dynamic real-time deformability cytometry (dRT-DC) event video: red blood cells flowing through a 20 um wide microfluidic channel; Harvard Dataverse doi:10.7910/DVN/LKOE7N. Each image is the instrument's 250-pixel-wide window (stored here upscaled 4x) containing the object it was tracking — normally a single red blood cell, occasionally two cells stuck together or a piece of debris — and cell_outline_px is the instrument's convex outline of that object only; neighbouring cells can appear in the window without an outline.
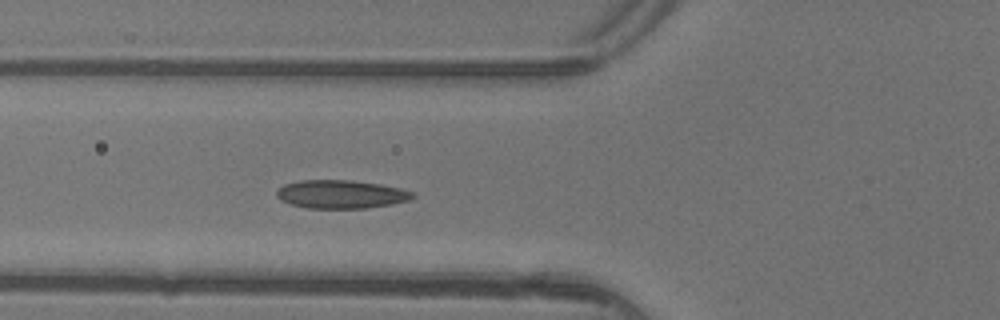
{"species": "common noctule bat (a hibernating species)", "species_latin": "Nyctalus noctula", "temperature_condition": "warm", "stored_images_in_passage": 3, "camera_frame_rate_fps": 3000, "um_per_image_px": 0.085, "animal": {"sex": "female"}, "frame": {"image": 1, "passage_image": 3, "time_ms": 0.667, "image_size_px": [1000, 320], "cell_outline_px": [[416, 196], [408, 200], [392, 204], [364, 208], [308, 208], [292, 204], [280, 200], [276, 196], [276, 188], [284, 184], [300, 180], [348, 180], [380, 184], [400, 188], [416, 192]], "centroid_in_image_um": [28.98, 16.5], "position_along_channel_um": 96.8, "area_um2": 22.54}}